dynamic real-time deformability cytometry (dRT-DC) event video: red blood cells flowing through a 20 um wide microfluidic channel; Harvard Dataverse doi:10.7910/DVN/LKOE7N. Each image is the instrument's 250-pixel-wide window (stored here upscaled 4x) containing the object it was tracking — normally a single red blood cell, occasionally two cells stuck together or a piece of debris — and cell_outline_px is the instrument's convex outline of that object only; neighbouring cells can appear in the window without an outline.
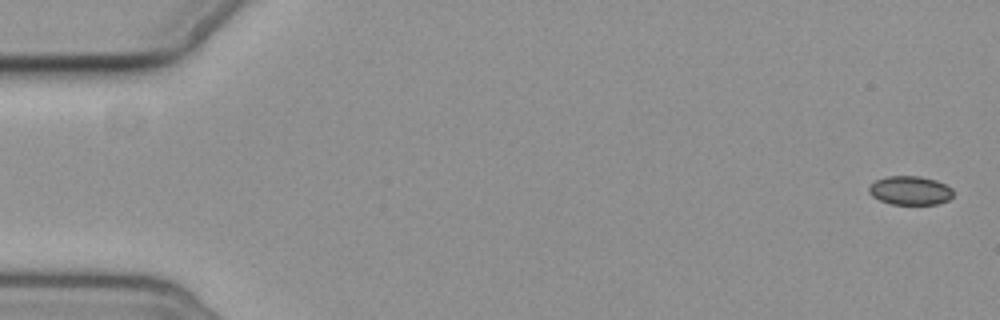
{"species": "common noctule bat (a hibernating species)", "species_latin": "Nyctalus noctula", "temperature_condition": "cold", "stored_images_in_passage": 5, "camera_frame_rate_fps": 3000, "um_per_image_px": 0.085, "animal": {"sex": "female", "body_mass_g": 19.3, "forearm_length_mm": 54.1}, "frame": {"image": 1, "passage_image": 1, "time_ms": 0.0, "image_size_px": [1000, 320], "cell_outline_px": [[952, 196], [948, 200], [936, 204], [892, 204], [880, 200], [872, 196], [868, 192], [868, 188], [876, 180], [888, 176], [920, 176], [936, 180], [952, 188]], "centroid_in_image_um": [77.35, 16.19], "position_along_channel_um": 7.6, "area_um2": 14.05}}
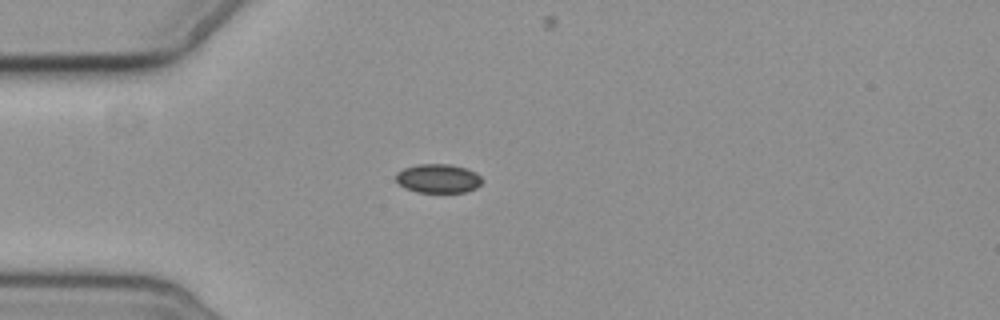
{"frame": {"image": 2, "passage_image": 5, "time_ms": 5.0, "image_size_px": [1000, 320], "cell_outline_px": [[484, 180], [476, 188], [464, 192], [416, 192], [404, 188], [396, 180], [396, 172], [404, 168], [416, 164], [452, 164], [468, 168], [476, 172]], "centroid_in_image_um": [37.26, 15.16], "position_along_channel_um": 47.7, "area_um2": 14.74}}